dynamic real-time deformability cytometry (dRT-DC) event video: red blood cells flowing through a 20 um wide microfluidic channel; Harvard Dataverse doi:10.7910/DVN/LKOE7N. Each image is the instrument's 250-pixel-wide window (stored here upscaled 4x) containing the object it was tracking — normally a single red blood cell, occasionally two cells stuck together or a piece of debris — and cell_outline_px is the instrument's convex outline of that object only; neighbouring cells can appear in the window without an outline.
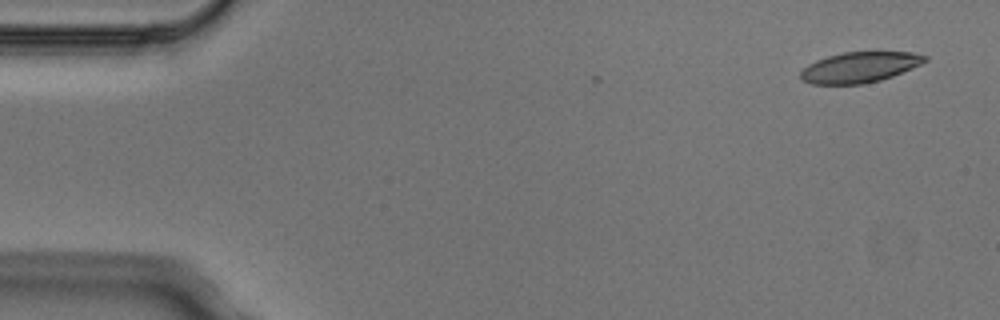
{"species": "Egyptian fruit bat (a non-hibernating species)", "species_latin": "Rousettus aegyptiacus", "temperature_condition": "cold", "stored_images_in_passage": 5, "camera_frame_rate_fps": 3000, "um_per_image_px": 0.085, "animal": {"sex": "male"}, "frame": {"image": 1, "passage_image": 1, "time_ms": 0.0, "image_size_px": [1000, 320], "cell_outline_px": [[928, 60], [912, 68], [892, 76], [880, 80], [860, 84], [812, 84], [800, 80], [800, 72], [808, 64], [816, 60], [828, 56], [844, 52], [912, 52], [928, 56]], "centroid_in_image_um": [73.05, 5.71], "position_along_channel_um": 11.9, "area_um2": 22.08}}
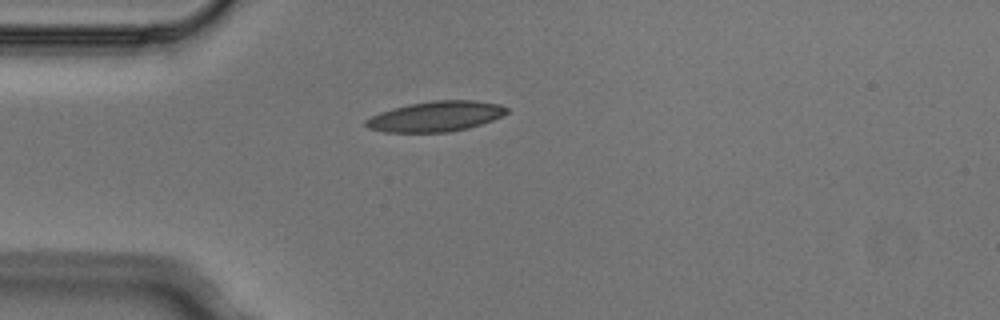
{"frame": {"image": 2, "passage_image": 4, "time_ms": 1.0, "image_size_px": [1000, 320], "cell_outline_px": [[508, 112], [492, 120], [468, 128], [452, 132], [384, 132], [368, 128], [364, 124], [364, 120], [380, 112], [392, 108], [408, 104], [436, 100], [476, 100], [500, 104], [508, 108]], "centroid_in_image_um": [37.03, 9.89], "position_along_channel_um": 48.0, "area_um2": 24.91}}